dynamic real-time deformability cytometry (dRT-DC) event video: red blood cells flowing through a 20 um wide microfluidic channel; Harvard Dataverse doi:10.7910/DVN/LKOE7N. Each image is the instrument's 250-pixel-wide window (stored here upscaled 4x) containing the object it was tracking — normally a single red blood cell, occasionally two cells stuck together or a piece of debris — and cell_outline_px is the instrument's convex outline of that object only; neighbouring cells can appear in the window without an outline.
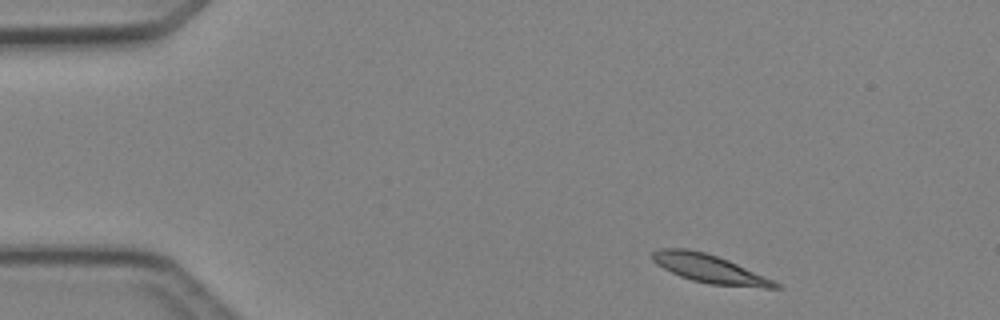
{"species": "Egyptian fruit bat (a non-hibernating species)", "species_latin": "Rousettus aegyptiacus", "temperature_condition": "cold", "stored_images_in_passage": 3, "camera_frame_rate_fps": 3000, "um_per_image_px": 0.085, "animal": {"sex": "female"}, "frame": {"image": 1, "passage_image": 1, "time_ms": 0.0, "image_size_px": [1000, 320], "cell_outline_px": [[784, 288], [764, 288], [708, 284], [692, 280], [680, 276], [656, 264], [652, 260], [652, 252], [660, 248], [688, 248], [704, 252], [728, 260], [764, 276], [780, 284]], "centroid_in_image_um": [60.29, 22.84], "position_along_channel_um": 24.7, "area_um2": 20.17}}
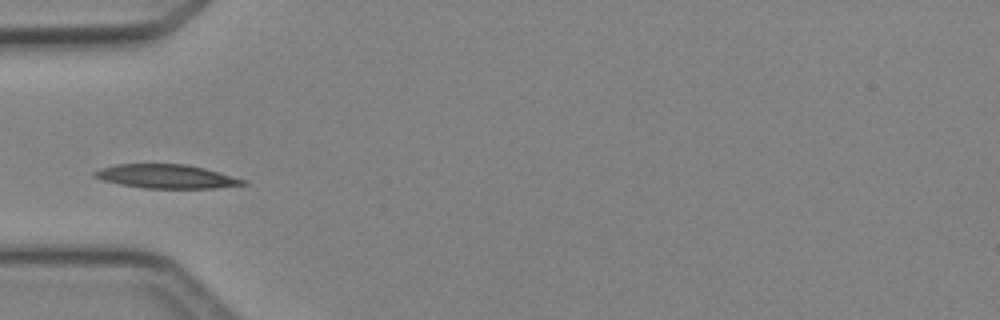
{"frame": {"image": 2, "passage_image": 3, "time_ms": 3.0, "image_size_px": [1000, 320], "cell_outline_px": [[248, 184], [216, 188], [144, 188], [120, 184], [104, 180], [92, 176], [92, 172], [100, 168], [116, 164], [188, 164], [204, 168], [244, 180]], "centroid_in_image_um": [14.09, 14.99], "position_along_channel_um": 70.9, "area_um2": 20.46}}